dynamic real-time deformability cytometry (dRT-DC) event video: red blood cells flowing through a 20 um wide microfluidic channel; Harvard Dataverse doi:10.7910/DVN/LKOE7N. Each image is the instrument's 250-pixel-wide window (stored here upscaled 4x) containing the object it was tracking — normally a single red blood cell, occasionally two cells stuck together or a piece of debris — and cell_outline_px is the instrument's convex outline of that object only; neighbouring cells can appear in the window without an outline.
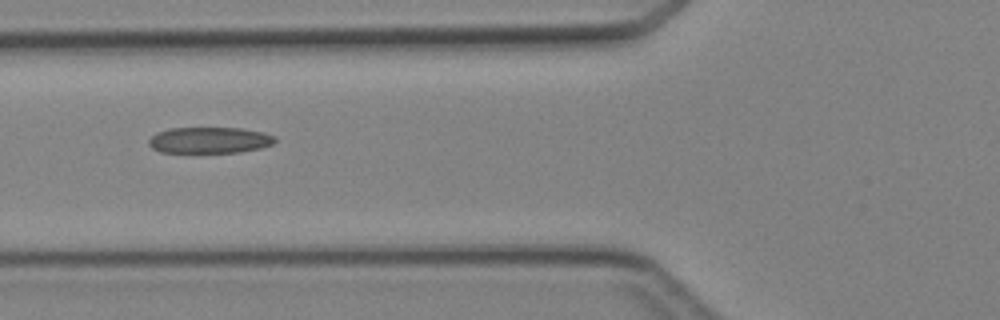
{"species": "Egyptian fruit bat (a non-hibernating species)", "species_latin": "Rousettus aegyptiacus", "temperature_condition": "cold", "stored_images_in_passage": 4, "camera_frame_rate_fps": 3000, "um_per_image_px": 0.085, "animal": {"sex": "female"}, "frame": {"image": 1, "passage_image": 3, "time_ms": 3.333, "image_size_px": [1000, 320], "cell_outline_px": [[276, 140], [272, 144], [260, 148], [240, 152], [160, 152], [152, 148], [148, 144], [148, 140], [156, 132], [168, 128], [240, 128], [264, 132], [276, 136]], "centroid_in_image_um": [17.8, 11.91], "position_along_channel_um": 108.0, "area_um2": 19.31}}
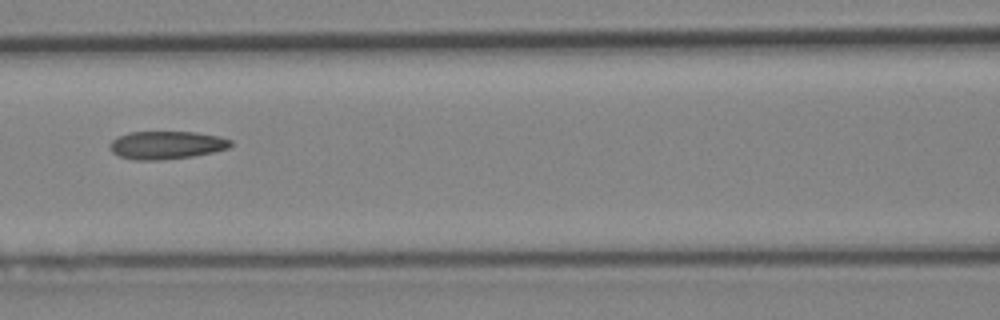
{"frame": {"image": 2, "passage_image": 4, "time_ms": 4.333, "image_size_px": [1000, 320], "cell_outline_px": [[232, 144], [228, 148], [212, 152], [192, 156], [160, 160], [136, 160], [120, 156], [112, 152], [108, 144], [112, 140], [128, 132], [196, 132], [220, 136], [232, 140]], "centroid_in_image_um": [14.15, 12.32], "position_along_channel_um": 152.4, "area_um2": 19.65}}